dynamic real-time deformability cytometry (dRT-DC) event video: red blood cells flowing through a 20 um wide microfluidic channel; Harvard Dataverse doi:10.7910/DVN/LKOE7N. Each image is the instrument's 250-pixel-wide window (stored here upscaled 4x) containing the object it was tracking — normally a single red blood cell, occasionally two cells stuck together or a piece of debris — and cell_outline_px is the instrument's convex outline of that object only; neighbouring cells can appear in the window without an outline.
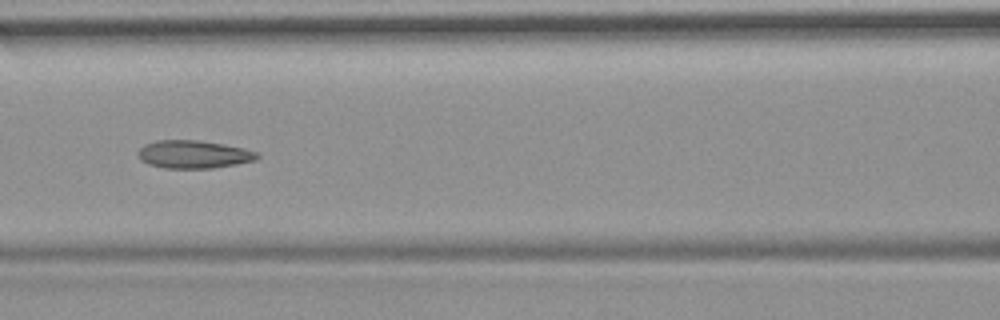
{"species": "common noctule bat (a hibernating species)", "species_latin": "Nyctalus noctula", "temperature_condition": "room temperature", "stored_images_in_passage": 12, "camera_frame_rate_fps": 3000, "um_per_image_px": 0.085, "animal": {"sex": "female", "body_mass_g": 19.9}, "frame": {"image": 1, "passage_image": 6, "time_ms": 7.0, "image_size_px": [1000, 320], "cell_outline_px": [[260, 156], [256, 160], [236, 164], [212, 168], [164, 168], [148, 164], [140, 160], [136, 156], [136, 152], [144, 144], [160, 140], [196, 140], [224, 144], [244, 148], [260, 152]], "centroid_in_image_um": [16.45, 13.12], "position_along_channel_um": 150.1, "area_um2": 19.59}}
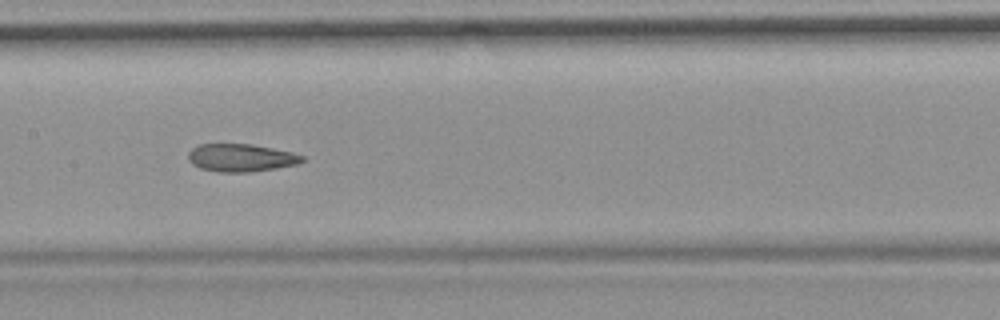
{"frame": {"image": 2, "passage_image": 7, "time_ms": 8.0, "image_size_px": [1000, 320], "cell_outline_px": [[304, 160], [300, 164], [252, 172], [220, 172], [200, 168], [192, 164], [188, 160], [188, 152], [192, 148], [200, 144], [252, 144], [292, 152], [304, 156]], "centroid_in_image_um": [20.49, 13.41], "position_along_channel_um": 186.9, "area_um2": 18.55}, "authors_computed_cell_mechanics": {"area_um2": 19.6809, "velocity_mm_per_s": 3.6988, "shape_relaxation_time_tau1_ms": null, "shape_relaxation_time_tau2_ms": 5.1181, "deformation_change_tau1": null, "deformation_change_tau2": 0.1141}}